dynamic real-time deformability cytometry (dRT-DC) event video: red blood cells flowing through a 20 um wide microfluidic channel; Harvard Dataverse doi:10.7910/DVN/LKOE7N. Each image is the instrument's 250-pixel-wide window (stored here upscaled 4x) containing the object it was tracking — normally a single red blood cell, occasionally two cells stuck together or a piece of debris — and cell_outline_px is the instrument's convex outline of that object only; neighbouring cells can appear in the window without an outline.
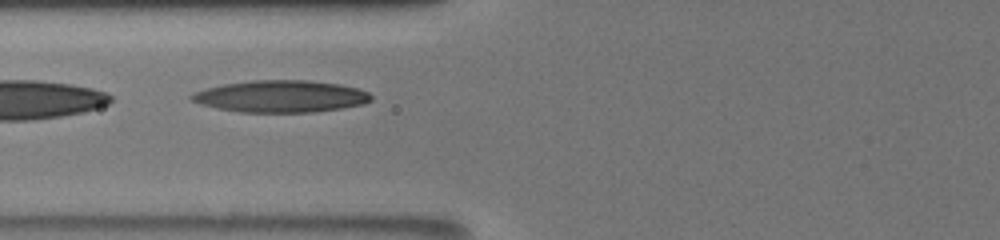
{"species": "human", "species_latin": "Homo sapiens", "temperature_condition": "room temperature", "stored_images_in_passage": 19, "segment_of_instrument_passage": [2, 2], "camera_frame_rate_fps": 3000, "um_per_image_px": 0.085, "donor": {"sex": "male"}, "frame": {"image": 1, "passage_image": 9, "time_ms": 4.333, "image_size_px": [1000, 240], "cell_outline_px": [[372, 100], [364, 104], [340, 108], [312, 112], [240, 112], [216, 108], [200, 104], [192, 100], [188, 96], [192, 92], [224, 84], [252, 80], [308, 80], [340, 84], [356, 88], [368, 92], [372, 96]], "centroid_in_image_um": [23.86, 8.19], "position_along_channel_um": 101.9, "area_um2": 33.41}}
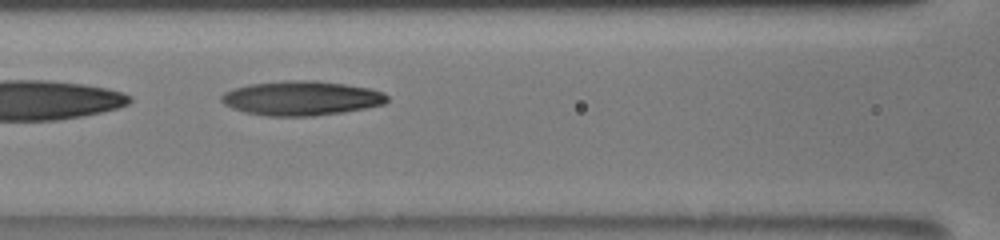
{"frame": {"image": 2, "passage_image": 12, "time_ms": 5.333, "image_size_px": [1000, 240], "cell_outline_px": [[388, 100], [384, 104], [344, 112], [312, 116], [268, 116], [244, 112], [232, 108], [224, 104], [220, 100], [220, 96], [224, 92], [248, 84], [284, 80], [316, 80], [344, 84], [368, 88], [384, 92], [388, 96]], "centroid_in_image_um": [25.6, 8.34], "position_along_channel_um": 141.0, "area_um2": 33.35}}
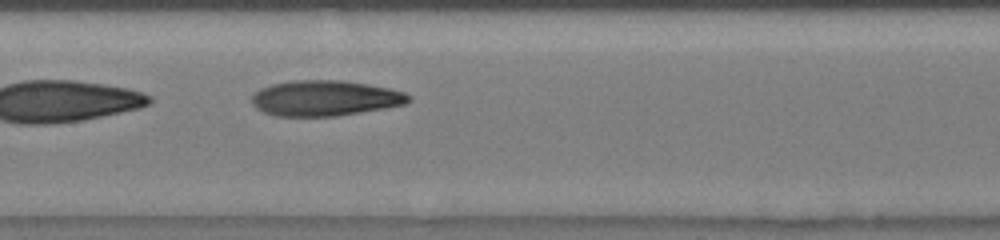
{"frame": {"image": 3, "passage_image": 14, "time_ms": 6.333, "image_size_px": [1000, 240], "cell_outline_px": [[412, 100], [404, 104], [388, 108], [336, 116], [276, 116], [264, 112], [256, 108], [252, 104], [252, 96], [260, 88], [272, 84], [296, 80], [344, 80], [368, 84], [388, 88], [404, 92], [412, 96]], "centroid_in_image_um": [27.66, 8.34], "position_along_channel_um": 179.7, "area_um2": 32.6}}